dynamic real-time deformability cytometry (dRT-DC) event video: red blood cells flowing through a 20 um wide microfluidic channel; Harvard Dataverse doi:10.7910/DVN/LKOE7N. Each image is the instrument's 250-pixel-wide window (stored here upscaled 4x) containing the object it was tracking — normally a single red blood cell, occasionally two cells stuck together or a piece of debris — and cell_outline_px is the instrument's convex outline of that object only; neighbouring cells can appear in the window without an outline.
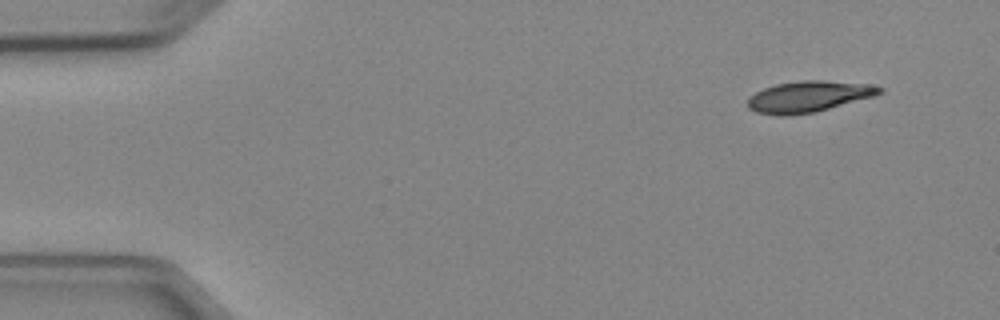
{"species": "Egyptian fruit bat (a non-hibernating species)", "species_latin": "Rousettus aegyptiacus", "temperature_condition": "cold", "stored_images_in_passage": 5, "camera_frame_rate_fps": 3000, "um_per_image_px": 0.085, "animal": {"sex": "female"}, "frame": {"image": 1, "passage_image": 1, "time_ms": 0.0, "image_size_px": [1000, 320], "cell_outline_px": [[884, 92], [876, 96], [816, 112], [784, 116], [780, 116], [756, 112], [748, 108], [748, 100], [756, 92], [764, 88], [776, 84], [804, 80], [820, 80], [868, 84], [884, 88]], "centroid_in_image_um": [68.77, 8.22], "position_along_channel_um": 16.2, "area_um2": 23.93}}
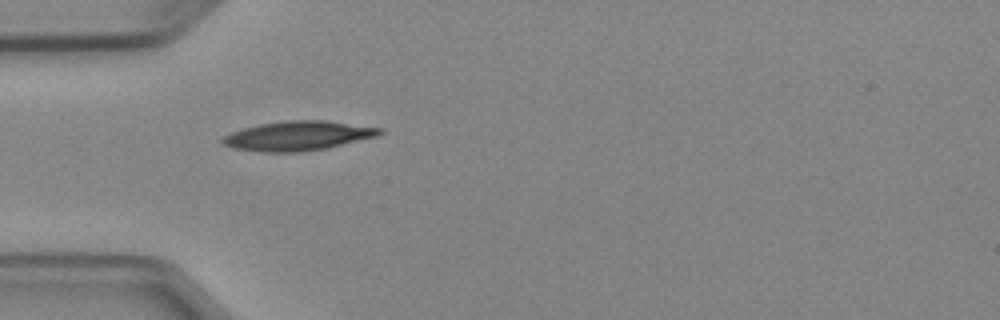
{"frame": {"image": 2, "passage_image": 4, "time_ms": 3.667, "image_size_px": [1000, 320], "cell_outline_px": [[384, 132], [376, 136], [324, 148], [304, 152], [260, 152], [232, 148], [224, 144], [220, 140], [224, 136], [232, 132], [244, 128], [260, 124], [288, 120], [324, 120], [384, 128]], "centroid_in_image_um": [25.31, 11.54], "position_along_channel_um": 59.7, "area_um2": 26.76}}